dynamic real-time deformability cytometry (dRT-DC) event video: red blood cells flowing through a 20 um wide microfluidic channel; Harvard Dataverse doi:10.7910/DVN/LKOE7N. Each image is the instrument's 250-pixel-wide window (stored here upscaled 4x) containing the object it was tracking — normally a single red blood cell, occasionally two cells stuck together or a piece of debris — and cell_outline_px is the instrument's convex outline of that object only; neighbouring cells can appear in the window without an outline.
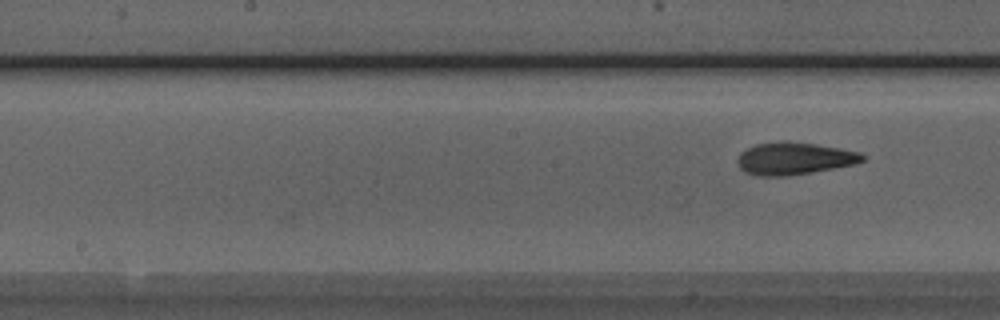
{"species": "Egyptian fruit bat (a non-hibernating species)", "species_latin": "Rousettus aegyptiacus", "temperature_condition": "room temperature", "stored_images_in_passage": 7, "camera_frame_rate_fps": 3000, "um_per_image_px": 0.085, "animal": {"sex": "male"}, "frame": {"image": 1, "passage_image": 7, "time_ms": 2.0, "image_size_px": [1000, 320], "cell_outline_px": [[868, 156], [864, 160], [856, 164], [812, 172], [788, 176], [756, 176], [744, 172], [740, 168], [736, 160], [740, 152], [756, 144], [788, 140], [816, 144], [840, 148], [860, 152]], "centroid_in_image_um": [67.52, 13.47], "position_along_channel_um": 180.7, "area_um2": 23.87}}